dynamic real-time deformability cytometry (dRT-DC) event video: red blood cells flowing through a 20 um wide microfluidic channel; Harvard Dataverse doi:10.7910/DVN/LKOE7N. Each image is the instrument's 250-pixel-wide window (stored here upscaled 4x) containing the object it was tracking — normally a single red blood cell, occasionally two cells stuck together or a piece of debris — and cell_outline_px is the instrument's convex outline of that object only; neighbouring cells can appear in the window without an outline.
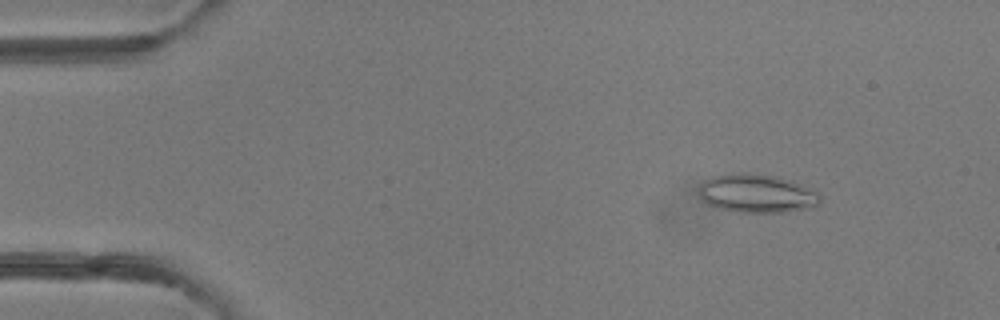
{"species": "common noctule bat (a hibernating species)", "species_latin": "Nyctalus noctula", "temperature_condition": "room temperature", "stored_images_in_passage": 49, "camera_frame_rate_fps": 3000, "um_per_image_px": 0.085, "animal": {"sex": "female"}, "frame": {"image": 1, "passage_image": 6, "time_ms": 1.667, "image_size_px": [1000, 320], "cell_outline_px": [[820, 204], [816, 208], [788, 212], [736, 212], [720, 208], [708, 204], [700, 196], [700, 184], [704, 180], [712, 176], [728, 172], [744, 172], [776, 176], [792, 180], [816, 192], [820, 196]], "centroid_in_image_um": [64.35, 16.44], "position_along_channel_um": 20.6, "area_um2": 27.57}}
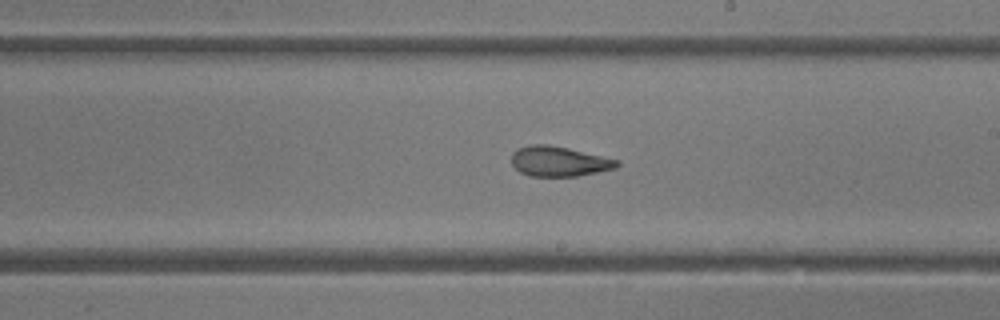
{"frame": {"image": 2, "passage_image": 28, "time_ms": 9.0, "image_size_px": [1000, 320], "cell_outline_px": [[620, 164], [616, 168], [576, 176], [528, 176], [520, 172], [512, 164], [512, 152], [516, 148], [528, 144], [548, 144], [568, 148], [620, 160]], "centroid_in_image_um": [47.49, 13.7], "position_along_channel_um": 241.5, "area_um2": 18.55}}
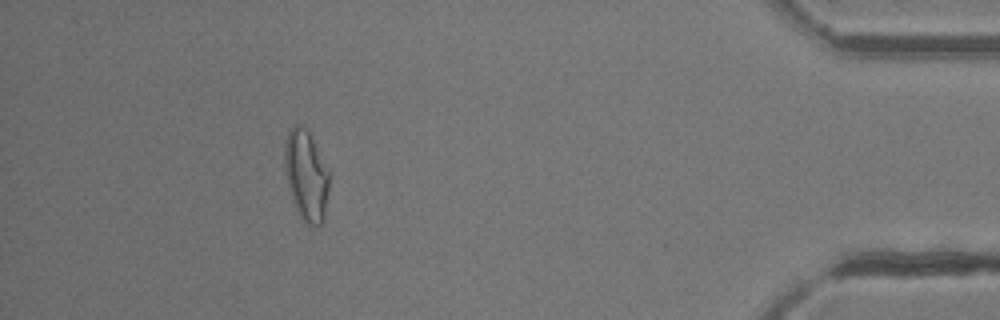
{"frame": {"image": 3, "passage_image": 44, "time_ms": 14.333, "image_size_px": [1000, 320], "cell_outline_px": [[328, 192], [324, 220], [316, 228], [308, 224], [300, 216], [292, 200], [288, 188], [284, 168], [284, 148], [288, 132], [296, 124], [300, 124], [308, 132], [328, 168]], "centroid_in_image_um": [26.01, 14.95], "position_along_channel_um": 409.2, "area_um2": 23.35}, "authors_computed_cell_mechanics": {"area_um2": 21.097, "velocity_mm_per_s": 4.2184, "shape_relaxation_time_tau1_ms": 4.4277, "shape_relaxation_time_tau2_ms": 1.6719, "deformation_change_tau1": 0.168, "deformation_change_tau2": 0.1117}}